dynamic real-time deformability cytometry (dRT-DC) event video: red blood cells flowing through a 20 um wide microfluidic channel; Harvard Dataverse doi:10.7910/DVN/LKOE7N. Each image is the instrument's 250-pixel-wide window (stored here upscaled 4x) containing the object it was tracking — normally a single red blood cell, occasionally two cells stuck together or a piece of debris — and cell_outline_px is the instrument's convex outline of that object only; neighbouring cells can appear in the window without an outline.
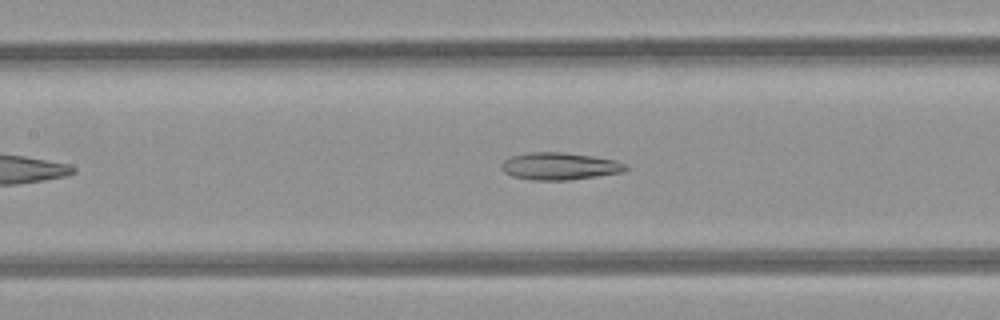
{"species": "common noctule bat (a hibernating species)", "species_latin": "Nyctalus noctula", "temperature_condition": "room temperature", "stored_images_in_passage": 33, "camera_frame_rate_fps": 3000, "um_per_image_px": 0.085, "animal": {"sex": "female", "body_mass_g": 21.9}, "frame": {"image": 1, "passage_image": 12, "time_ms": 3.667, "image_size_px": [1000, 320], "cell_outline_px": [[628, 168], [624, 172], [568, 180], [532, 180], [512, 176], [504, 172], [500, 168], [500, 164], [504, 160], [512, 156], [528, 152], [560, 152], [592, 156], [616, 160], [624, 164]], "centroid_in_image_um": [47.53, 14.13], "position_along_channel_um": 159.9, "area_um2": 19.71}}
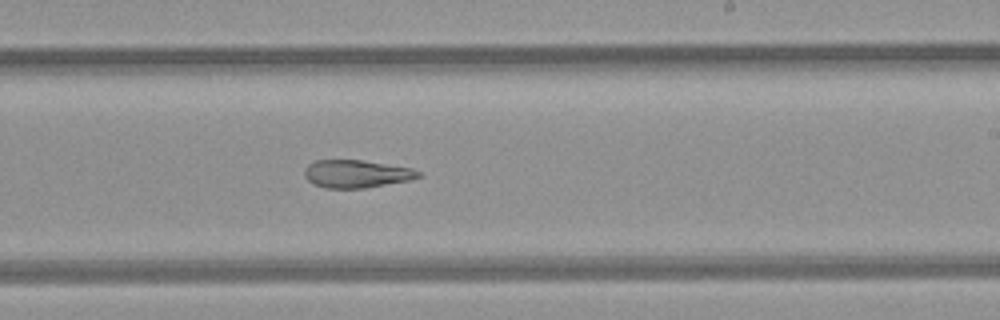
{"frame": {"image": 2, "passage_image": 19, "time_ms": 6.0, "image_size_px": [1000, 320], "cell_outline_px": [[424, 176], [412, 180], [364, 188], [324, 188], [312, 184], [304, 176], [304, 168], [308, 164], [316, 160], [360, 160], [412, 168], [420, 172]], "centroid_in_image_um": [30.3, 14.78], "position_along_channel_um": 258.7, "area_um2": 18.61}}
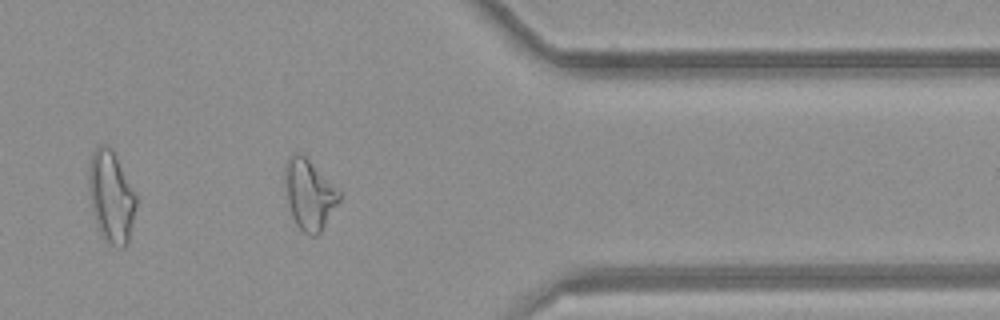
{"frame": {"image": 3, "passage_image": 29, "time_ms": 9.333, "image_size_px": [1000, 320], "cell_outline_px": [[340, 200], [320, 232], [316, 236], [308, 236], [296, 224], [292, 216], [288, 204], [284, 180], [284, 168], [288, 160], [296, 152], [300, 152], [340, 192]], "centroid_in_image_um": [26.26, 16.56], "position_along_channel_um": 385.1, "area_um2": 21.68}, "authors_computed_cell_mechanics": {"area_um2": 19.8832, "velocity_mm_per_s": 4.2564, "shape_relaxation_time_tau1_ms": null, "shape_relaxation_time_tau2_ms": 5.3107, "deformation_change_tau1": null, "deformation_change_tau2": 0.175}}